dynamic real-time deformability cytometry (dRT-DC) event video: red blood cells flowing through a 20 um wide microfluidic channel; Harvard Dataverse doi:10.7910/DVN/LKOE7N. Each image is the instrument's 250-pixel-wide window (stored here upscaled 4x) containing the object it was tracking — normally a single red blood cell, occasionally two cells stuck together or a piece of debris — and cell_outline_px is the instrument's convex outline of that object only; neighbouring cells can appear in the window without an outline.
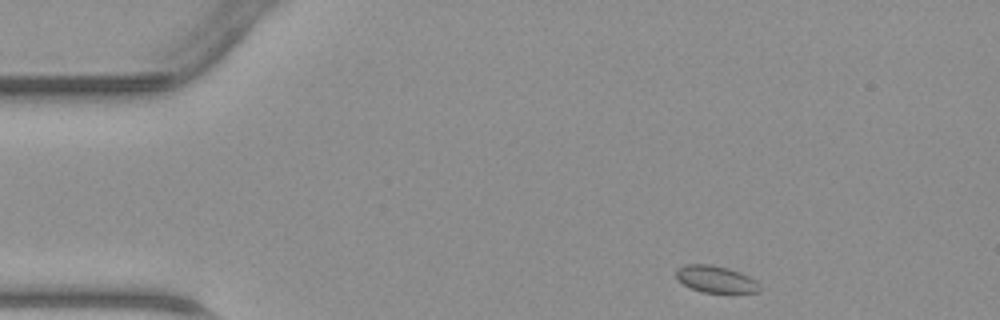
{"species": "common noctule bat (a hibernating species)", "species_latin": "Nyctalus noctula", "temperature_condition": "warm", "stored_images_in_passage": 41, "camera_frame_rate_fps": 3000, "um_per_image_px": 0.085, "animal": {"sex": "male", "body_mass_g": 23.1, "forearm_length_mm": 52.7}, "frame": {"image": 1, "passage_image": 1, "time_ms": 0.0, "image_size_px": [1000, 320], "cell_outline_px": [[760, 292], [732, 296], [700, 292], [676, 280], [676, 268], [688, 264], [712, 264], [728, 268], [740, 272], [756, 280], [760, 284]], "centroid_in_image_um": [60.91, 23.79], "position_along_channel_um": 24.1, "area_um2": 13.99}}
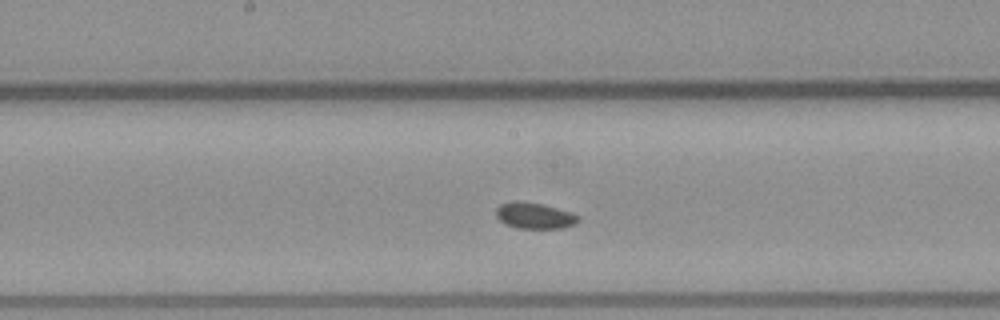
{"frame": {"image": 2, "passage_image": 18, "time_ms": 5.667, "image_size_px": [1000, 320], "cell_outline_px": [[580, 220], [564, 228], [516, 228], [504, 224], [496, 216], [496, 208], [500, 204], [512, 200], [520, 200], [544, 204], [572, 212], [580, 216]], "centroid_in_image_um": [45.41, 18.31], "position_along_channel_um": 202.8, "area_um2": 12.77}}
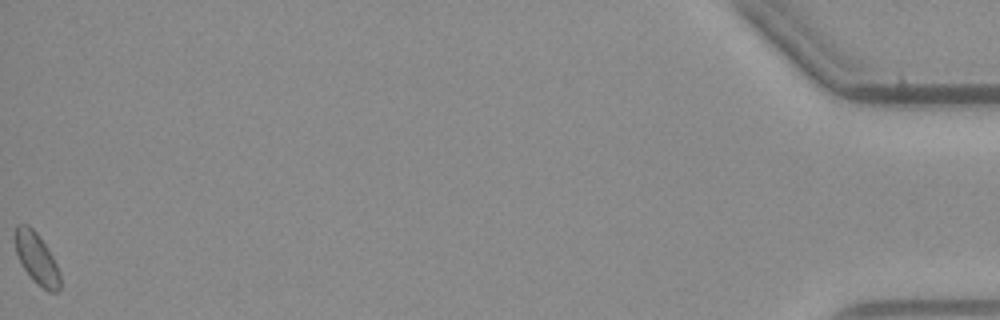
{"frame": {"image": 3, "passage_image": 41, "time_ms": 13.333, "image_size_px": [1000, 320], "cell_outline_px": [[60, 292], [48, 292], [36, 284], [32, 280], [24, 268], [16, 252], [16, 224], [28, 224], [36, 232], [48, 248], [56, 264], [60, 276]], "centroid_in_image_um": [3.14, 22.01], "position_along_channel_um": 432.1, "area_um2": 13.29}}